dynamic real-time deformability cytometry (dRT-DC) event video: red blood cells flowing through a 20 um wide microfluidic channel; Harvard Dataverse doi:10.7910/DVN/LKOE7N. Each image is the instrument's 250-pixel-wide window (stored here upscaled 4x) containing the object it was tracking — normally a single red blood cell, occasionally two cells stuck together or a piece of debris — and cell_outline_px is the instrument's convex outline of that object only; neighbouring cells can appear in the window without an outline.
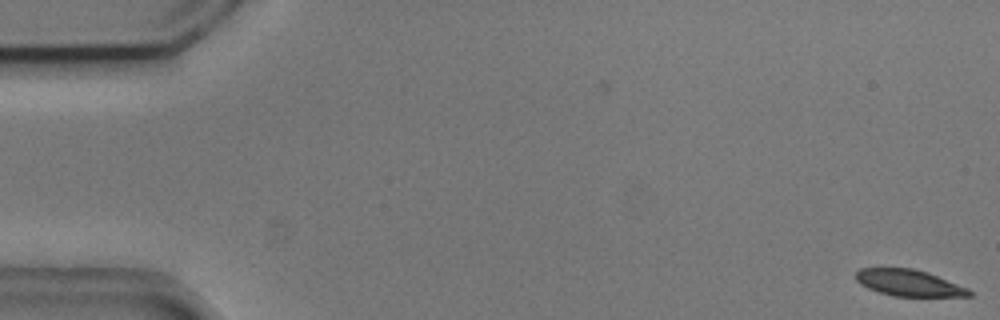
{"species": "common noctule bat (a hibernating species)", "species_latin": "Nyctalus noctula", "temperature_condition": "cold", "stored_images_in_passage": 16, "camera_frame_rate_fps": 3000, "um_per_image_px": 0.085, "animal": {"sex": "male", "body_mass_g": 20.5, "forearm_length_mm": 52.5}, "frame": {"image": 1, "passage_image": 1, "time_ms": 0.0, "image_size_px": [1000, 320], "cell_outline_px": [[972, 296], [892, 296], [868, 288], [860, 284], [856, 280], [856, 272], [860, 268], [912, 268], [936, 276], [968, 288], [972, 292]], "centroid_in_image_um": [77.22, 24.05], "position_along_channel_um": 7.8, "area_um2": 17.17}}
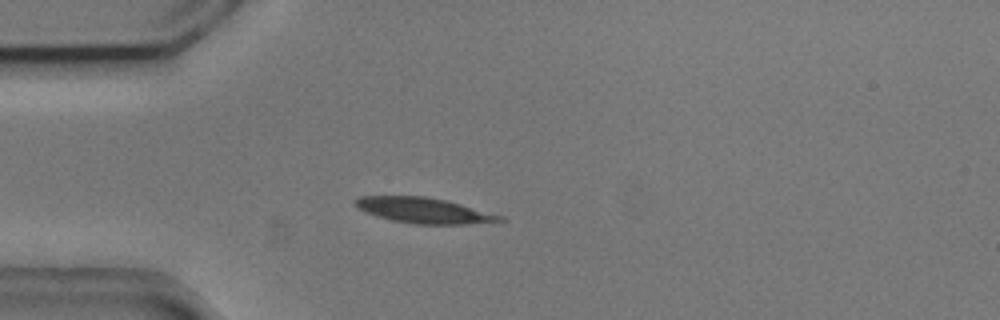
{"frame": {"image": 2, "passage_image": 15, "time_ms": 4.667, "image_size_px": [1000, 320], "cell_outline_px": [[504, 220], [468, 224], [412, 224], [392, 220], [376, 216], [360, 208], [356, 204], [356, 200], [360, 196], [424, 196], [444, 200], [460, 204], [504, 216]], "centroid_in_image_um": [36.04, 17.89], "position_along_channel_um": 49.0, "area_um2": 21.04}}